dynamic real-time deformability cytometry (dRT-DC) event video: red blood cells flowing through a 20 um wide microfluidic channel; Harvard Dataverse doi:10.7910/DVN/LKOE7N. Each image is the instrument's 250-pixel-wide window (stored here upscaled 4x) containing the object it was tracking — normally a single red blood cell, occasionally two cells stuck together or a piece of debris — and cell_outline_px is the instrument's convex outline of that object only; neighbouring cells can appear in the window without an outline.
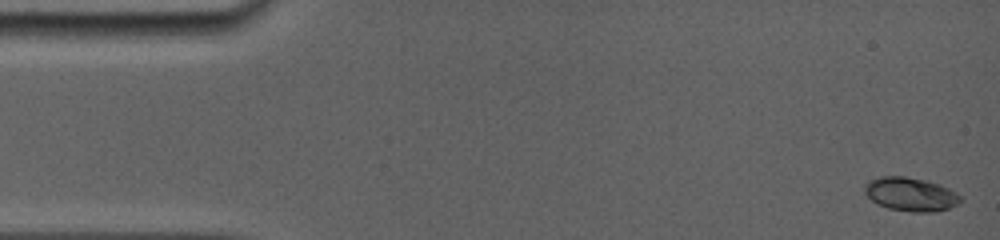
{"species": "common noctule bat (a hibernating species)", "species_latin": "Nyctalus noctula", "temperature_condition": "room temperature", "stored_images_in_passage": 30, "camera_frame_rate_fps": 5000, "um_per_image_px": 0.085, "animal": {"sex": "female", "body_mass_g": 19.0, "forearm_length_mm": 56.7}, "frame": {"image": 1, "passage_image": 1, "time_ms": 0.0, "image_size_px": [1000, 240], "cell_outline_px": [[964, 200], [948, 208], [936, 212], [912, 212], [888, 208], [876, 204], [864, 192], [864, 184], [880, 176], [904, 176], [924, 180], [940, 184], [956, 192]], "centroid_in_image_um": [77.41, 16.52], "position_along_channel_um": 7.6, "area_um2": 18.84}}
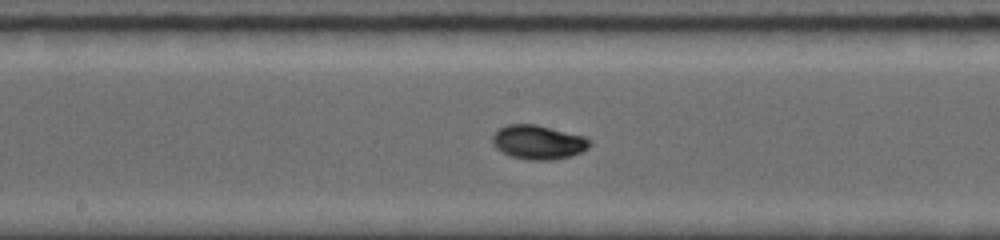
{"frame": {"image": 2, "passage_image": 15, "time_ms": 8.2, "image_size_px": [1000, 240], "cell_outline_px": [[592, 144], [588, 148], [580, 152], [568, 156], [552, 160], [528, 160], [512, 156], [496, 148], [492, 144], [492, 136], [500, 128], [508, 124], [536, 124], [584, 136], [592, 140]], "centroid_in_image_um": [45.76, 12.08], "position_along_channel_um": 202.4, "area_um2": 19.25}}
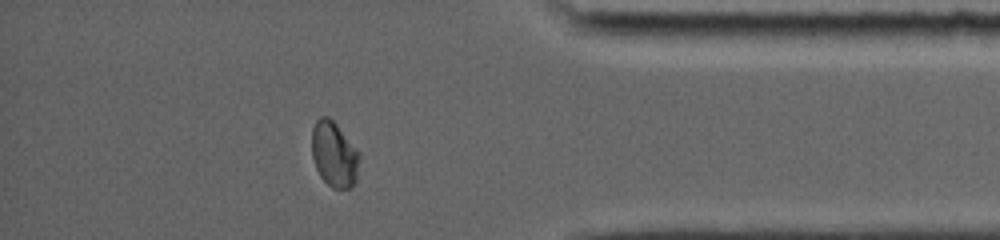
{"frame": {"image": 3, "passage_image": 26, "time_ms": 13.8, "image_size_px": [1000, 240], "cell_outline_px": [[360, 156], [356, 180], [352, 188], [332, 188], [320, 176], [316, 168], [312, 156], [312, 128], [316, 120], [320, 116], [328, 116], [336, 124], [360, 152]], "centroid_in_image_um": [28.41, 13.12], "position_along_channel_um": 406.8, "area_um2": 18.21}, "authors_computed_cell_mechanics": {"area_um2": 18.2359, "velocity_mm_per_s": 3.8715, "shape_relaxation_time_tau1_ms": 4.5212, "shape_relaxation_time_tau2_ms": null, "deformation_change_tau1": 0.1642, "deformation_change_tau2": null}}